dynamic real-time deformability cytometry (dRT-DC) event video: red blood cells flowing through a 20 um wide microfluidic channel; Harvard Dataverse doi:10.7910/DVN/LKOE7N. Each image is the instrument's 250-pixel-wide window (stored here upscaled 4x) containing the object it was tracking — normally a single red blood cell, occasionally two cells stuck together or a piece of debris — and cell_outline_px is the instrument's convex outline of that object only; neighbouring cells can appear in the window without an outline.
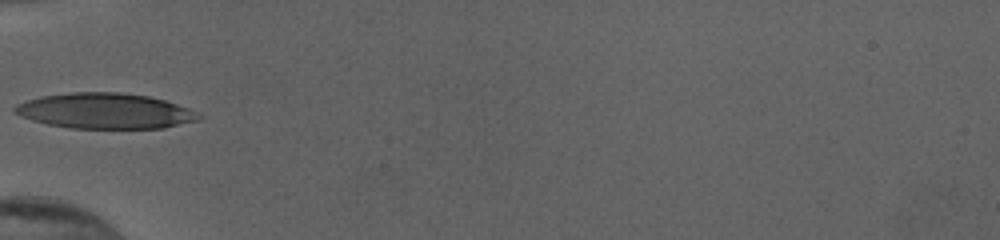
{"species": "human", "species_latin": "Homo sapiens", "temperature_condition": "cold", "stored_images_in_passage": 31, "camera_frame_rate_fps": 3000, "um_per_image_px": 0.085, "donor": {"sex": "female"}, "frame": {"image": 1, "passage_image": 1, "time_ms": 0.0, "image_size_px": [1000, 240], "cell_outline_px": [[200, 120], [164, 128], [72, 128], [48, 124], [32, 120], [20, 116], [12, 112], [12, 108], [16, 104], [40, 96], [72, 92], [120, 92], [148, 96], [164, 100], [188, 108], [200, 116]], "centroid_in_image_um": [8.89, 9.43], "position_along_channel_um": 76.1, "area_um2": 37.97}}
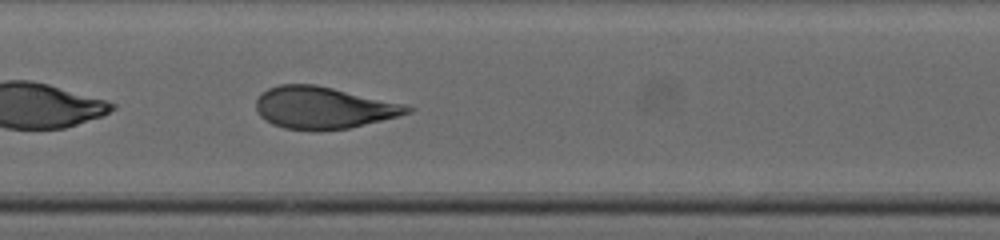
{"frame": {"image": 2, "passage_image": 9, "time_ms": 2.667, "image_size_px": [1000, 240], "cell_outline_px": [[416, 108], [412, 112], [348, 128], [316, 132], [284, 128], [272, 124], [264, 120], [260, 116], [256, 108], [256, 100], [268, 88], [280, 84], [316, 84], [404, 104]], "centroid_in_image_um": [27.46, 9.17], "position_along_channel_um": 179.9, "area_um2": 36.99}}
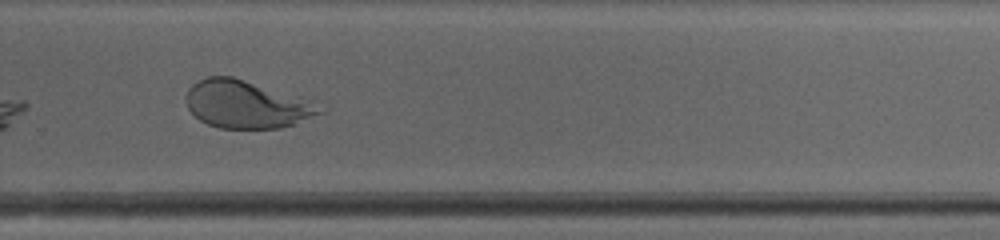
{"frame": {"image": 3, "passage_image": 19, "time_ms": 6.0, "image_size_px": [1000, 240], "cell_outline_px": [[328, 108], [324, 112], [292, 124], [280, 128], [220, 128], [208, 124], [200, 120], [188, 108], [188, 88], [192, 84], [208, 76], [232, 76]], "centroid_in_image_um": [20.91, 8.89], "position_along_channel_um": 308.9, "area_um2": 36.01}, "authors_computed_cell_mechanics": {"area_um2": 37.57, "velocity_mm_per_s": 3.8817, "shape_relaxation_time_tau1_ms": 3.2465, "shape_relaxation_time_tau2_ms": null, "deformation_change_tau1": 0.1817, "deformation_change_tau2": null}}